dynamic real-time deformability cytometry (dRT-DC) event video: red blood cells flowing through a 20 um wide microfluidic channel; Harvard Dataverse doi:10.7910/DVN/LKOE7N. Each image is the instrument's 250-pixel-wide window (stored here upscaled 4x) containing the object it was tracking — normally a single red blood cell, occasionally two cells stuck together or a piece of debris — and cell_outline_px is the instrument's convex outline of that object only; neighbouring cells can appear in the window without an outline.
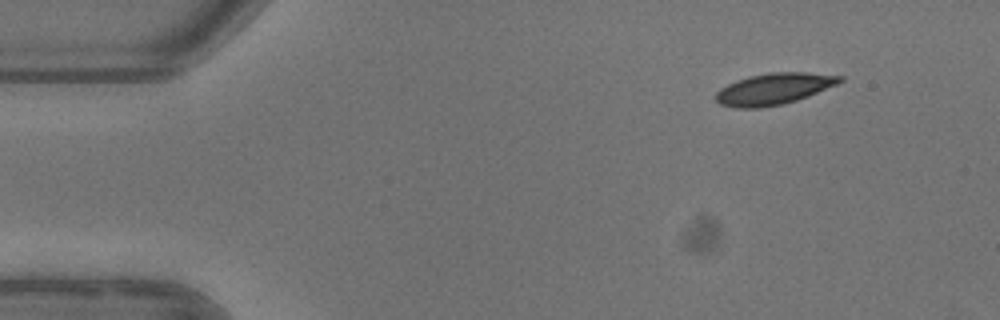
{"species": "common noctule bat (a hibernating species)", "species_latin": "Nyctalus noctula", "temperature_condition": "warm", "stored_images_in_passage": 6, "camera_frame_rate_fps": 3000, "um_per_image_px": 0.085, "animal": {"sex": "female"}, "frame": {"image": 1, "passage_image": 1, "time_ms": 0.0, "image_size_px": [1000, 320], "cell_outline_px": [[844, 80], [836, 84], [808, 96], [784, 104], [760, 108], [736, 108], [720, 104], [716, 100], [716, 92], [720, 88], [736, 80], [748, 76], [768, 72], [808, 72], [844, 76]], "centroid_in_image_um": [65.77, 7.55], "position_along_channel_um": 19.2, "area_um2": 22.77}}
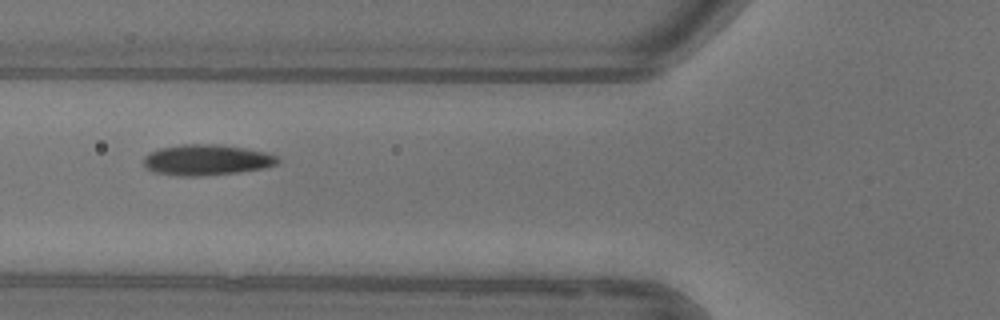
{"frame": {"image": 2, "passage_image": 5, "time_ms": 4.667, "image_size_px": [1000, 320], "cell_outline_px": [[280, 160], [276, 164], [264, 168], [236, 172], [200, 176], [176, 176], [156, 172], [148, 168], [144, 164], [144, 156], [160, 148], [184, 144], [216, 144], [244, 148], [268, 152], [276, 156]], "centroid_in_image_um": [17.58, 13.59], "position_along_channel_um": 108.2, "area_um2": 23.81}}
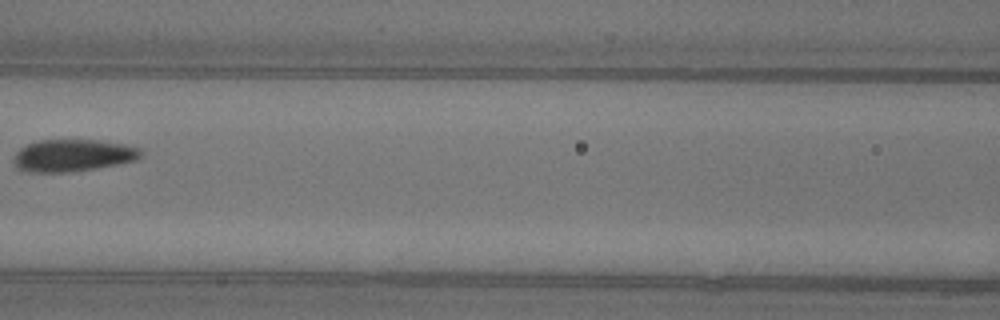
{"frame": {"image": 3, "passage_image": 6, "time_ms": 6.0, "image_size_px": [1000, 320], "cell_outline_px": [[140, 156], [136, 160], [96, 168], [72, 172], [20, 172], [16, 168], [12, 160], [16, 152], [20, 148], [28, 144], [40, 140], [100, 140], [124, 144], [140, 148]], "centroid_in_image_um": [6.13, 13.22], "position_along_channel_um": 160.5, "area_um2": 23.93}}